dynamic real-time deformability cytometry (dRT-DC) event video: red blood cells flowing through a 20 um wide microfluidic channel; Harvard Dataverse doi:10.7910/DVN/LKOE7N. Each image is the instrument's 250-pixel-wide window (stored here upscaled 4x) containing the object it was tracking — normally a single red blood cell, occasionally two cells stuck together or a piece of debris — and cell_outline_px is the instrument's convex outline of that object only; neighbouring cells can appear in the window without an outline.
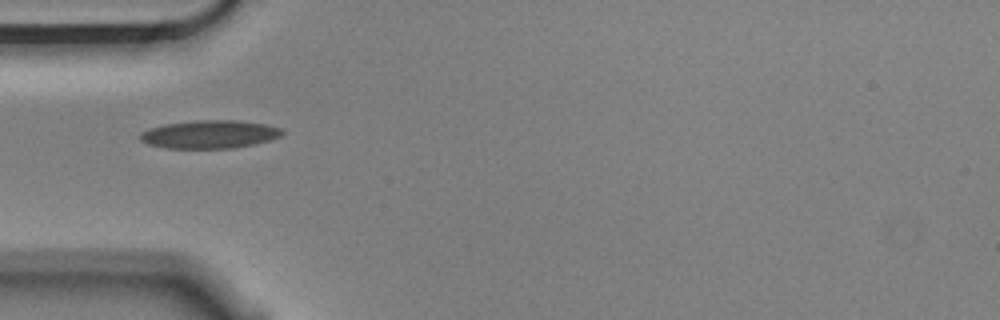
{"species": "Egyptian fruit bat (a non-hibernating species)", "species_latin": "Rousettus aegyptiacus", "temperature_condition": "cold", "stored_images_in_passage": 6, "camera_frame_rate_fps": 3000, "um_per_image_px": 0.085, "animal": {"sex": "male"}, "frame": {"image": 1, "passage_image": 1, "time_ms": 0.0, "image_size_px": [1000, 320], "cell_outline_px": [[284, 132], [280, 136], [268, 140], [252, 144], [232, 148], [168, 148], [148, 144], [140, 140], [140, 132], [148, 128], [164, 124], [196, 120], [236, 120], [264, 124], [280, 128]], "centroid_in_image_um": [17.77, 11.41], "position_along_channel_um": 67.2, "area_um2": 23.12}}
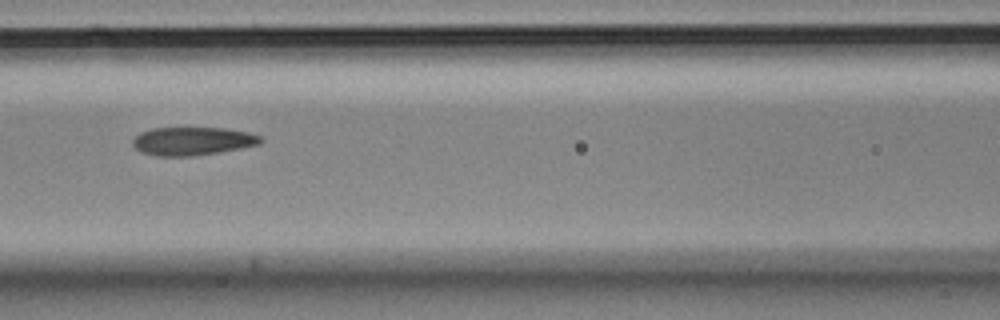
{"frame": {"image": 2, "passage_image": 3, "time_ms": 0.667, "image_size_px": [1000, 320], "cell_outline_px": [[264, 140], [260, 144], [240, 148], [192, 156], [156, 156], [140, 152], [132, 144], [132, 140], [140, 132], [152, 128], [224, 128], [248, 132], [260, 136]], "centroid_in_image_um": [16.34, 11.99], "position_along_channel_um": 150.3, "area_um2": 20.98}}
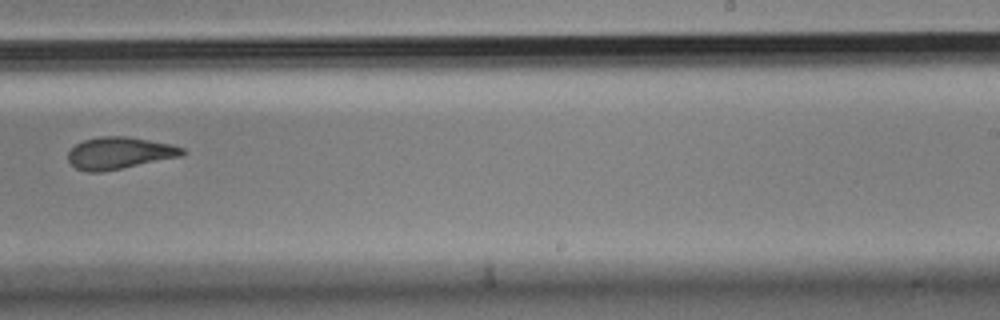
{"frame": {"image": 3, "passage_image": 6, "time_ms": 1.667, "image_size_px": [1000, 320], "cell_outline_px": [[184, 156], [100, 172], [88, 172], [76, 168], [68, 160], [68, 152], [76, 144], [84, 140], [100, 136], [124, 136], [172, 144], [184, 148]], "centroid_in_image_um": [10.16, 13.01], "position_along_channel_um": 278.8, "area_um2": 21.15}}